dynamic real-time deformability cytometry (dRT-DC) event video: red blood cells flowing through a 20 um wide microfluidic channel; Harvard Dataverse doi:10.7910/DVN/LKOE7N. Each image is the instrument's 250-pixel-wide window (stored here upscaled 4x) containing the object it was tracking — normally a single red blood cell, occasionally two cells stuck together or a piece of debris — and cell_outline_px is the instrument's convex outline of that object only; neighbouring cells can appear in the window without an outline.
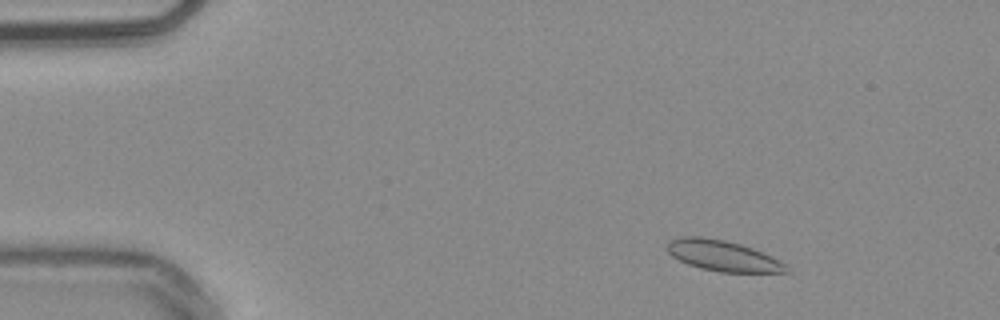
{"species": "common noctule bat (a hibernating species)", "species_latin": "Nyctalus noctula", "temperature_condition": "warm", "stored_images_in_passage": 52, "camera_frame_rate_fps": 3000, "um_per_image_px": 0.085, "animal": {"sex": "male", "body_mass_g": 20.4}, "frame": {"image": 1, "passage_image": 6, "time_ms": 1.667, "image_size_px": [1000, 320], "cell_outline_px": [[792, 272], [720, 272], [700, 268], [688, 264], [672, 256], [668, 252], [668, 240], [680, 236], [700, 236], [724, 240], [740, 244], [764, 252], [788, 264]], "centroid_in_image_um": [61.48, 21.74], "position_along_channel_um": 23.5, "area_um2": 21.5}}
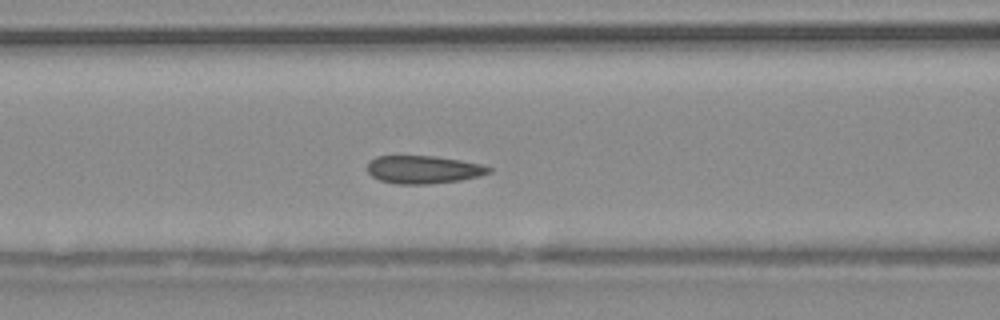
{"frame": {"image": 2, "passage_image": 21, "time_ms": 6.667, "image_size_px": [1000, 320], "cell_outline_px": [[492, 172], [480, 176], [460, 180], [428, 184], [396, 184], [380, 180], [372, 176], [368, 172], [368, 164], [376, 156], [436, 156], [484, 164], [492, 168]], "centroid_in_image_um": [36.04, 14.41], "position_along_channel_um": 130.6, "area_um2": 19.83}}
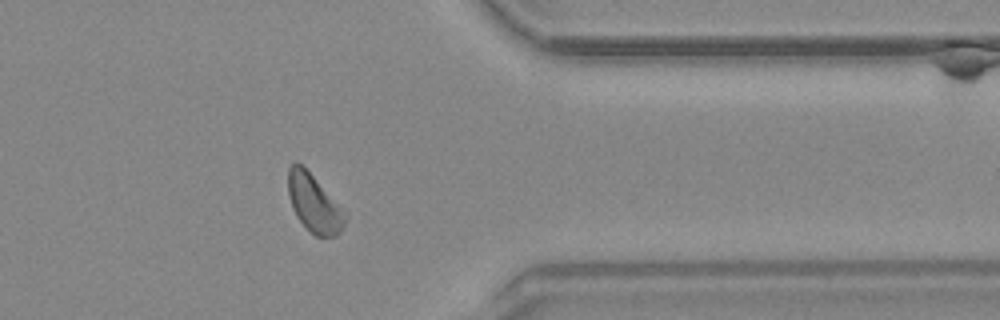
{"frame": {"image": 3, "passage_image": 42, "time_ms": 13.667, "image_size_px": [1000, 320], "cell_outline_px": [[348, 216], [340, 232], [336, 236], [316, 236], [296, 216], [292, 208], [288, 196], [288, 168], [296, 160], [348, 212]], "centroid_in_image_um": [26.71, 17.29], "position_along_channel_um": 384.7, "area_um2": 19.07}, "authors_computed_cell_mechanics": {"area_um2": 19.9988, "velocity_mm_per_s": 3.7818, "shape_relaxation_time_tau1_ms": 7.7252, "shape_relaxation_time_tau2_ms": null, "deformation_change_tau1": 0.1258, "deformation_change_tau2": null}}